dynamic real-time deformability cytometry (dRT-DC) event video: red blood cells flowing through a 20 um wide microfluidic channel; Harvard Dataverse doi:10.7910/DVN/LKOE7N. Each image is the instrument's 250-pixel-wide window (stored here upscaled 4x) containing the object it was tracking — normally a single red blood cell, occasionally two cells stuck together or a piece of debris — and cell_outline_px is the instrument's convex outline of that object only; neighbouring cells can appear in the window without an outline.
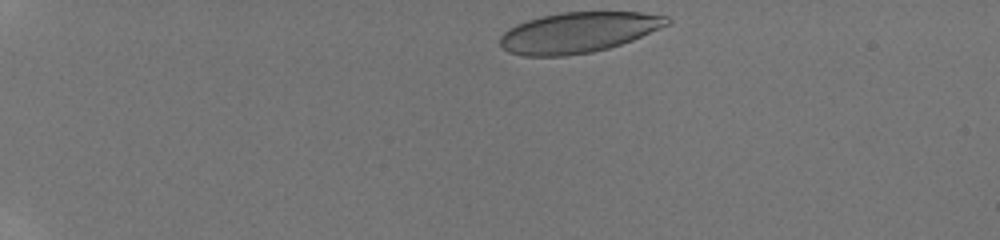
{"species": "human", "species_latin": "Homo sapiens", "temperature_condition": "room temperature", "stored_images_in_passage": 41, "camera_frame_rate_fps": 3000, "um_per_image_px": 0.085, "donor": {"sex": "male"}, "frame": {"image": 1, "passage_image": 1, "time_ms": 0.0, "image_size_px": [1000, 240], "cell_outline_px": [[672, 20], [668, 24], [660, 28], [632, 40], [608, 48], [592, 52], [564, 56], [524, 56], [508, 52], [500, 44], [500, 36], [508, 28], [516, 24], [540, 16], [564, 12], [640, 12], [668, 16]], "centroid_in_image_um": [49.14, 2.75], "position_along_channel_um": 35.9, "area_um2": 39.36}}
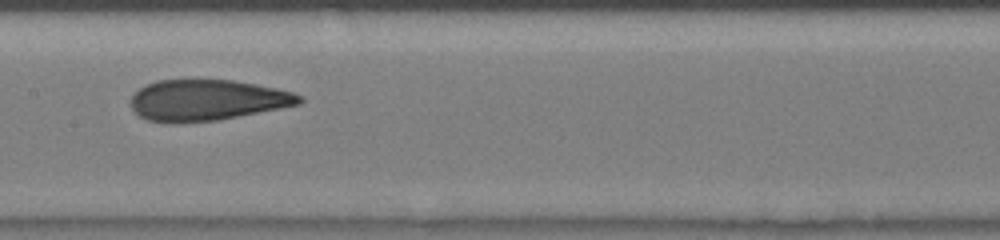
{"frame": {"image": 2, "passage_image": 19, "time_ms": 6.0, "image_size_px": [1000, 240], "cell_outline_px": [[304, 100], [300, 104], [280, 108], [216, 120], [172, 124], [148, 120], [140, 116], [132, 108], [132, 96], [140, 88], [156, 80], [232, 80], [256, 84], [276, 88], [292, 92], [304, 96]], "centroid_in_image_um": [17.61, 8.51], "position_along_channel_um": 189.8, "area_um2": 40.06}}
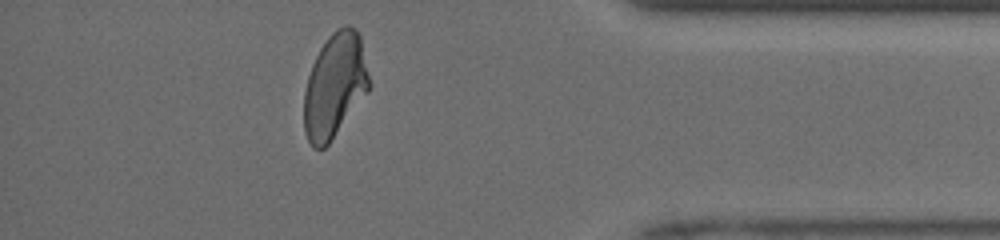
{"frame": {"image": 3, "passage_image": 36, "time_ms": 11.667, "image_size_px": [1000, 240], "cell_outline_px": [[368, 92], [328, 144], [324, 148], [312, 148], [304, 132], [304, 92], [308, 76], [312, 64], [320, 48], [328, 36], [332, 32], [344, 24], [348, 24], [356, 28], [360, 36], [368, 76]], "centroid_in_image_um": [28.43, 7.27], "position_along_channel_um": 406.8, "area_um2": 39.36}, "authors_computed_cell_mechanics": {"area_um2": 40.2288, "velocity_mm_per_s": 4.1977, "shape_relaxation_time_tau1_ms": 6.6649, "shape_relaxation_time_tau2_ms": 0.985, "deformation_change_tau1": 0.2062, "deformation_change_tau2": 0.0848}}